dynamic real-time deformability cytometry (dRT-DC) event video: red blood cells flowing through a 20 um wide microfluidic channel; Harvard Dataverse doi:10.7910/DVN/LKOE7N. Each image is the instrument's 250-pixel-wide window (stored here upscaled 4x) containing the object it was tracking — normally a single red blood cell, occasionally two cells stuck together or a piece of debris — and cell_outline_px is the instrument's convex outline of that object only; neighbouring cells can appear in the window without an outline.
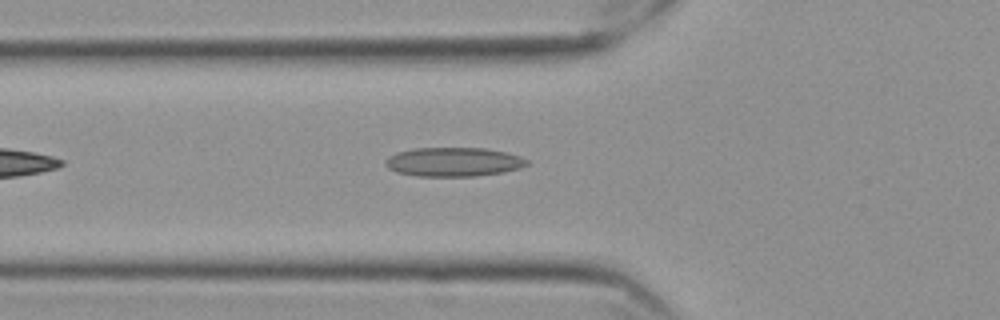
{"species": "Egyptian fruit bat (a non-hibernating species)", "species_latin": "Rousettus aegyptiacus", "temperature_condition": "cold", "stored_images_in_passage": 28, "camera_frame_rate_fps": 3000, "um_per_image_px": 0.085, "frame": {"image": 1, "passage_image": 7, "time_ms": 2.0, "image_size_px": [1000, 320], "cell_outline_px": [[528, 164], [520, 168], [500, 172], [476, 176], [416, 176], [396, 172], [388, 168], [384, 164], [384, 160], [388, 156], [396, 152], [412, 148], [484, 148], [504, 152], [520, 156], [528, 160]], "centroid_in_image_um": [38.49, 13.76], "position_along_channel_um": 87.3, "area_um2": 23.99}}
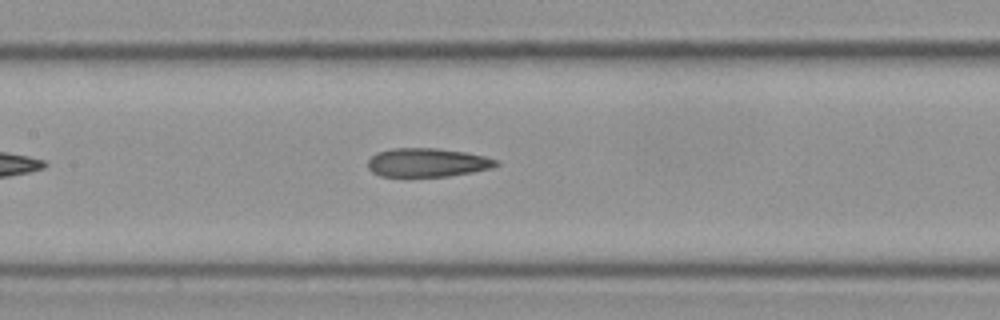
{"frame": {"image": 2, "passage_image": 14, "time_ms": 4.333, "image_size_px": [1000, 320], "cell_outline_px": [[500, 164], [492, 168], [472, 172], [448, 176], [380, 176], [372, 172], [368, 168], [368, 160], [376, 152], [392, 148], [436, 148], [464, 152], [484, 156], [500, 160]], "centroid_in_image_um": [36.33, 13.81], "position_along_channel_um": 171.1, "area_um2": 21.5}}
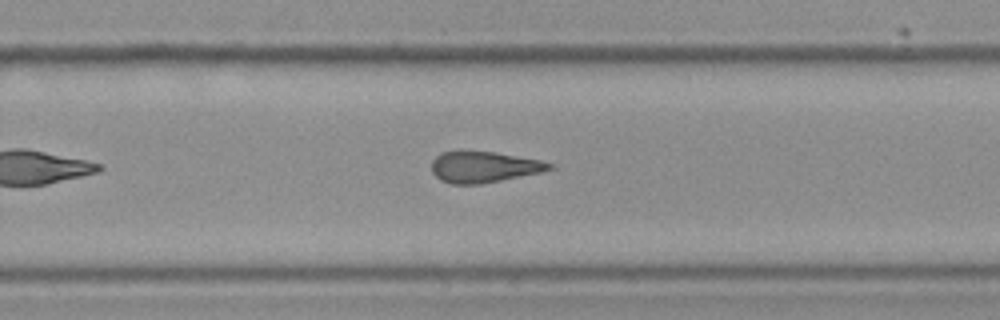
{"frame": {"image": 3, "passage_image": 24, "time_ms": 7.667, "image_size_px": [1000, 320], "cell_outline_px": [[556, 168], [540, 172], [480, 184], [452, 184], [440, 180], [432, 172], [432, 160], [440, 152], [496, 152], [540, 160], [556, 164]], "centroid_in_image_um": [41.15, 14.2], "position_along_channel_um": 288.6, "area_um2": 21.15}}